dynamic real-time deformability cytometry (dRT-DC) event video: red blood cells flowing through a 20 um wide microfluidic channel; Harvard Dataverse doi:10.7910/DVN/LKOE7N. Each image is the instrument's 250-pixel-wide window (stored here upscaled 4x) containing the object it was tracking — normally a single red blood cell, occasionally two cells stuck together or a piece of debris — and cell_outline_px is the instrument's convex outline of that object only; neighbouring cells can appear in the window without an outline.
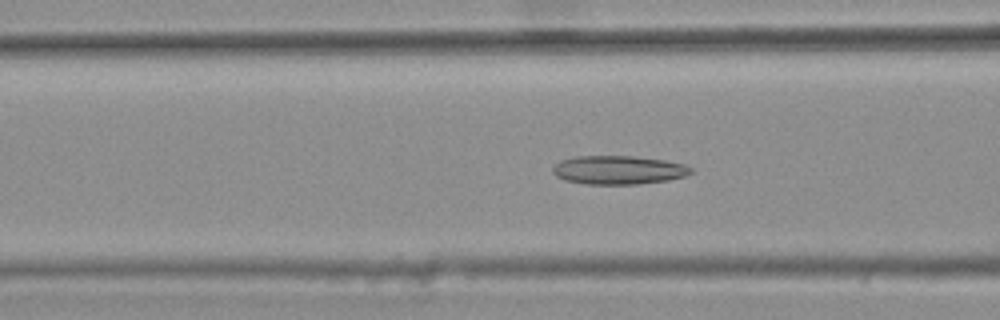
{"species": "common noctule bat (a hibernating species)", "species_latin": "Nyctalus noctula", "temperature_condition": "warm", "stored_images_in_passage": 30, "camera_frame_rate_fps": 3000, "um_per_image_px": 0.085, "animal": {"sex": "female", "body_mass_g": 25.1}, "frame": {"image": 1, "passage_image": 5, "time_ms": 1.333, "image_size_px": [1000, 320], "cell_outline_px": [[692, 172], [684, 176], [668, 180], [636, 184], [588, 184], [564, 180], [556, 176], [552, 172], [552, 168], [560, 160], [576, 156], [632, 156], [664, 160], [684, 164], [692, 168]], "centroid_in_image_um": [52.54, 14.44], "position_along_channel_um": 114.1, "area_um2": 23.0}}
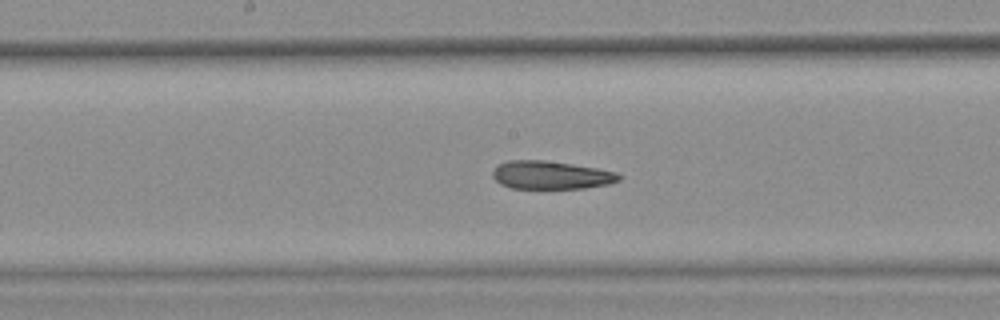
{"frame": {"image": 2, "passage_image": 12, "time_ms": 3.667, "image_size_px": [1000, 320], "cell_outline_px": [[624, 176], [620, 180], [608, 184], [584, 188], [512, 188], [500, 184], [492, 176], [492, 172], [496, 164], [508, 160], [544, 160], [572, 164], [596, 168], [616, 172]], "centroid_in_image_um": [46.82, 14.87], "position_along_channel_um": 201.4, "area_um2": 20.81}}
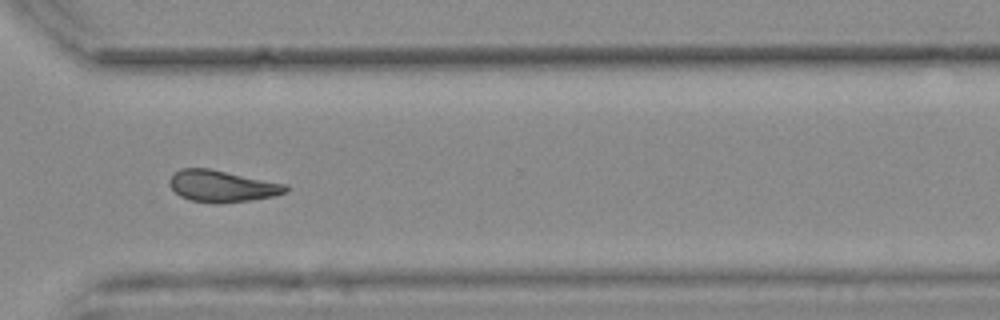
{"frame": {"image": 3, "passage_image": 24, "time_ms": 7.667, "image_size_px": [1000, 320], "cell_outline_px": [[288, 192], [272, 196], [252, 200], [188, 200], [180, 196], [168, 184], [168, 180], [172, 172], [180, 168], [208, 168], [288, 184]], "centroid_in_image_um": [18.85, 15.76], "position_along_channel_um": 351.7, "area_um2": 20.81}, "authors_computed_cell_mechanics": {"area_um2": 21.2704, "velocity_mm_per_s": 3.7443, "shape_relaxation_time_tau1_ms": null, "shape_relaxation_time_tau2_ms": 5.5699, "deformation_change_tau1": null, "deformation_change_tau2": 0.134}}